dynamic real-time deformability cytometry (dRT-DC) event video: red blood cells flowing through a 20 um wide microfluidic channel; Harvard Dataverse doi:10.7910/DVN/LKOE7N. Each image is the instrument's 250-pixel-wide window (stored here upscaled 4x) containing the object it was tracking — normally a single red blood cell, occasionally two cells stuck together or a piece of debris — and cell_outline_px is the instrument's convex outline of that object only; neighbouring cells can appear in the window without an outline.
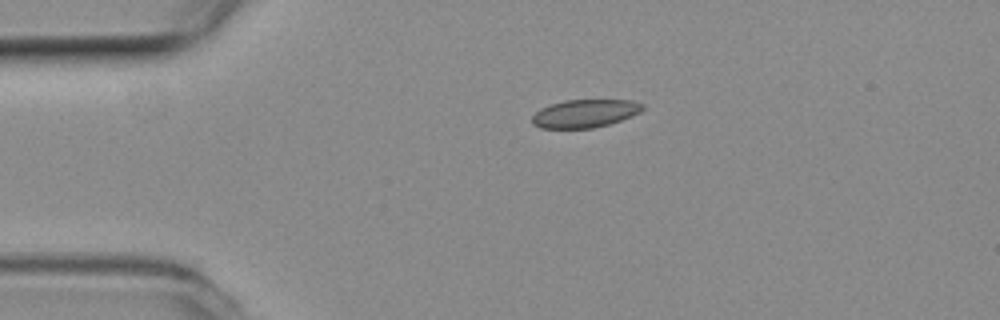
{"species": "common noctule bat (a hibernating species)", "species_latin": "Nyctalus noctula", "temperature_condition": "room temperature", "stored_images_in_passage": 43, "camera_frame_rate_fps": 3000, "um_per_image_px": 0.085, "animal": {"sex": "female", "body_mass_g": 19.3, "forearm_length_mm": 54.1}, "frame": {"image": 1, "passage_image": 1, "time_ms": 0.0, "image_size_px": [1000, 320], "cell_outline_px": [[644, 108], [640, 112], [620, 120], [608, 124], [592, 128], [540, 128], [532, 124], [532, 116], [540, 108], [548, 104], [564, 100], [632, 100], [644, 104]], "centroid_in_image_um": [49.68, 9.63], "position_along_channel_um": 35.3, "area_um2": 18.09}}
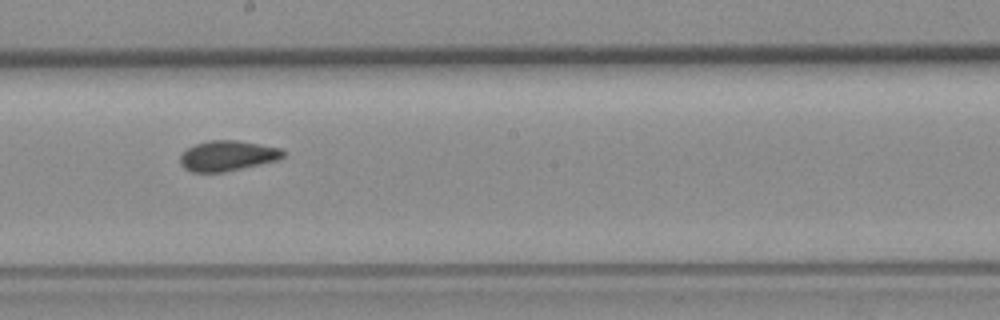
{"frame": {"image": 2, "passage_image": 19, "time_ms": 6.0, "image_size_px": [1000, 320], "cell_outline_px": [[284, 156], [280, 160], [224, 172], [192, 172], [184, 168], [180, 164], [180, 156], [188, 148], [196, 144], [208, 140], [236, 140], [260, 144], [280, 148], [284, 152]], "centroid_in_image_um": [19.35, 13.24], "position_along_channel_um": 228.9, "area_um2": 18.21}}
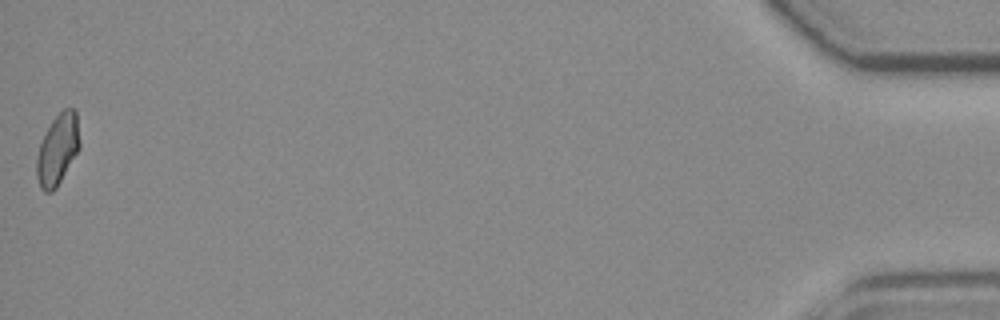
{"frame": {"image": 3, "passage_image": 43, "time_ms": 14.0, "image_size_px": [1000, 320], "cell_outline_px": [[80, 148], [56, 188], [52, 192], [44, 192], [40, 188], [36, 176], [36, 160], [40, 144], [52, 120], [64, 108], [72, 108], [76, 112], [80, 144]], "centroid_in_image_um": [4.89, 12.73], "position_along_channel_um": 430.3, "area_um2": 17.63}, "authors_computed_cell_mechanics": {"area_um2": 18.0914, "velocity_mm_per_s": 3.8334, "shape_relaxation_time_tau1_ms": null, "shape_relaxation_time_tau2_ms": 1.8984, "deformation_change_tau1": null, "deformation_change_tau2": 0.064}}